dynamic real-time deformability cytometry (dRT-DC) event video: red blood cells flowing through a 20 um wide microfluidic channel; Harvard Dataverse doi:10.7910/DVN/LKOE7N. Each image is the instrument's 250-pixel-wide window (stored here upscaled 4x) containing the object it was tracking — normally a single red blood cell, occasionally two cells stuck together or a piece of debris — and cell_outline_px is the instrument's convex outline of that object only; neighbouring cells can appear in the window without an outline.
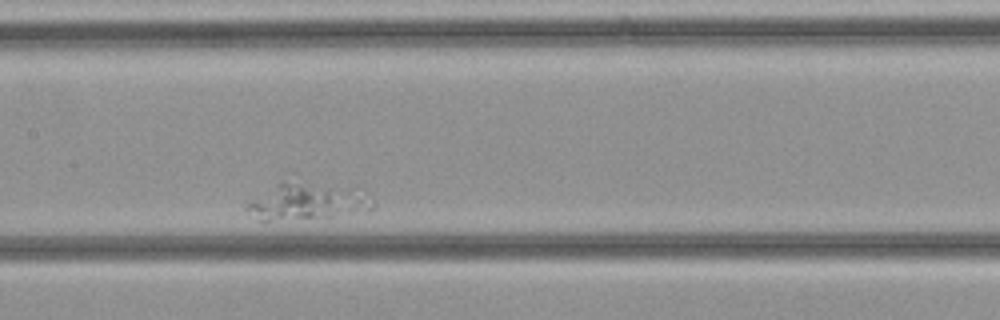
{"species": "common noctule bat (a hibernating species)", "species_latin": "Nyctalus noctula", "temperature_condition": "cold", "stored_images_in_passage": 22, "segment_of_instrument_passage": [1, 2], "camera_frame_rate_fps": 3000, "um_per_image_px": 0.085, "animal": {"sex": "female", "body_mass_g": 21.9}, "frame": {"image": 1, "passage_image": 9, "time_ms": 2.667, "image_size_px": [1000, 320], "cell_outline_px": [[332, 216], [268, 220], [260, 220], [248, 208], [248, 204], [252, 200], [280, 180], [328, 192], [332, 212]], "centroid_in_image_um": [24.71, 17.22], "position_along_channel_um": 182.7, "area_um2": 17.46}}
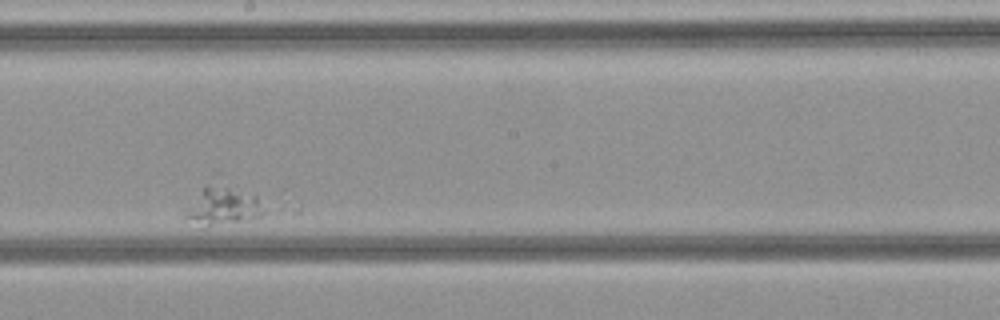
{"frame": {"image": 2, "passage_image": 12, "time_ms": 3.667, "image_size_px": [1000, 320], "cell_outline_px": [[264, 212], [260, 216], [208, 228], [200, 228], [184, 220], [184, 212], [204, 188], [208, 184], [228, 188], [256, 196]], "centroid_in_image_um": [18.84, 17.62], "position_along_channel_um": 229.4, "area_um2": 16.88}}